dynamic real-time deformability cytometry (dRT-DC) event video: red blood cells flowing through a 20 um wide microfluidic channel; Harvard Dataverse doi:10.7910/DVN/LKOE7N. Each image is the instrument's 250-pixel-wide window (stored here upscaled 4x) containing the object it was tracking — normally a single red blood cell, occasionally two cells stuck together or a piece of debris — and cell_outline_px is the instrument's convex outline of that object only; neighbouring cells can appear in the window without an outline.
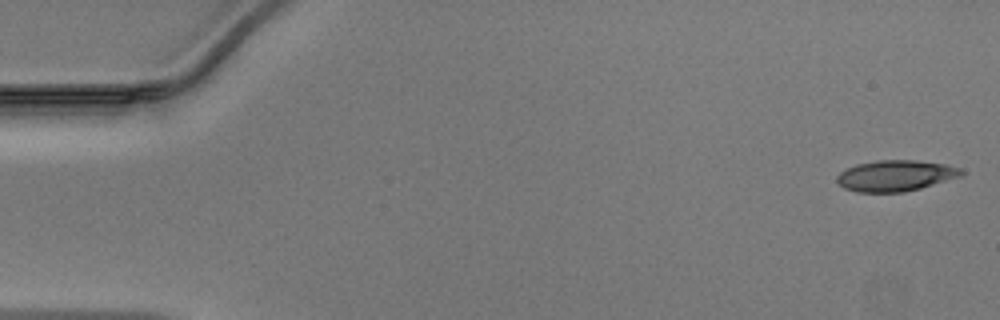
{"species": "Egyptian fruit bat (a non-hibernating species)", "species_latin": "Rousettus aegyptiacus", "temperature_condition": "warm", "stored_images_in_passage": 47, "camera_frame_rate_fps": 3000, "um_per_image_px": 0.085, "animal": {"sex": "male"}, "frame": {"image": 1, "passage_image": 1, "time_ms": 0.0, "image_size_px": [1000, 320], "cell_outline_px": [[964, 172], [960, 176], [920, 188], [904, 192], [856, 192], [844, 188], [836, 180], [836, 176], [840, 172], [856, 164], [876, 160], [916, 160], [948, 164], [960, 168]], "centroid_in_image_um": [76.11, 14.92], "position_along_channel_um": 8.9, "area_um2": 22.43}}
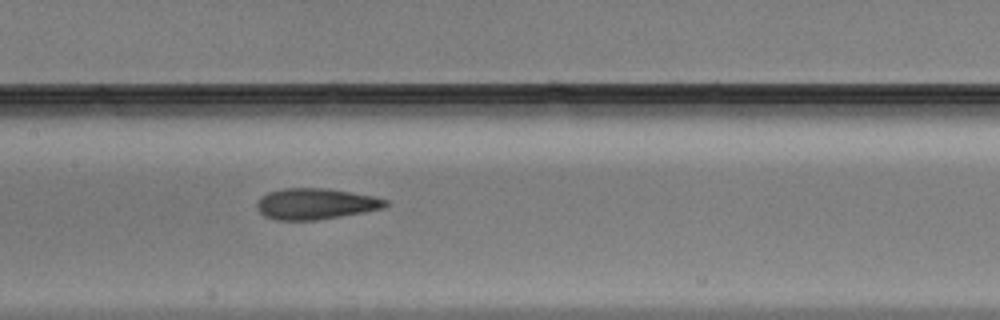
{"frame": {"image": 2, "passage_image": 23, "time_ms": 7.333, "image_size_px": [1000, 320], "cell_outline_px": [[388, 204], [384, 208], [364, 212], [316, 220], [276, 220], [264, 216], [256, 208], [256, 204], [260, 196], [268, 192], [284, 188], [328, 188], [352, 192], [372, 196], [388, 200]], "centroid_in_image_um": [26.8, 17.32], "position_along_channel_um": 180.6, "area_um2": 23.35}}
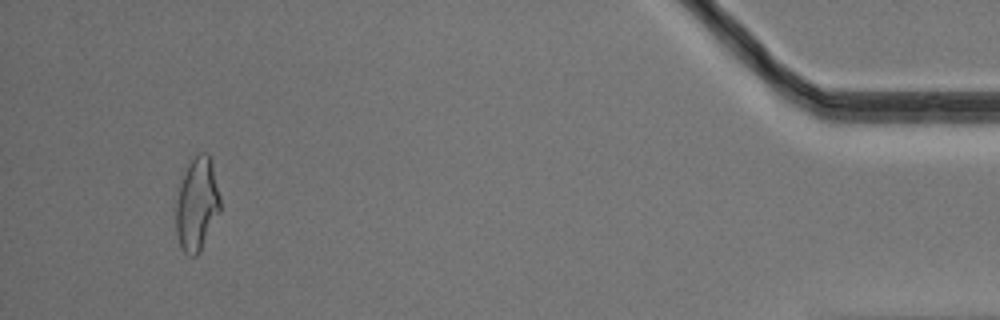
{"frame": {"image": 3, "passage_image": 45, "time_ms": 14.667, "image_size_px": [1000, 320], "cell_outline_px": [[220, 212], [200, 252], [196, 256], [188, 256], [180, 248], [176, 236], [172, 208], [180, 184], [188, 164], [200, 152], [208, 152], [212, 160], [220, 196]], "centroid_in_image_um": [16.7, 17.4], "position_along_channel_um": 418.5, "area_um2": 24.97}}